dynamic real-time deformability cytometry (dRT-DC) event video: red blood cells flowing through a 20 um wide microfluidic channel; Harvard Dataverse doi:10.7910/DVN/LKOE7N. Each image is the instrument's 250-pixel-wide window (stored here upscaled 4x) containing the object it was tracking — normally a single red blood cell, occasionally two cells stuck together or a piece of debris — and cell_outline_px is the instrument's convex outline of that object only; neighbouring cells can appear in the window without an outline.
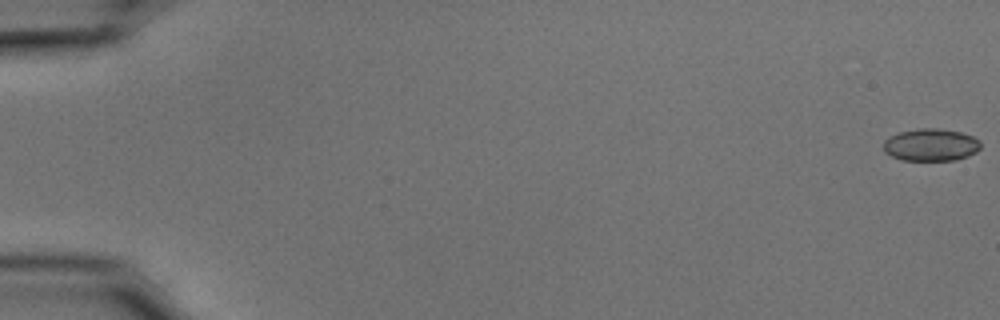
{"species": "common noctule bat (a hibernating species)", "species_latin": "Nyctalus noctula", "temperature_condition": "cold", "stored_images_in_passage": 55, "camera_frame_rate_fps": 3000, "um_per_image_px": 0.085, "animal": {"sex": "male", "body_mass_g": 15.6}, "frame": {"image": 1, "passage_image": 1, "time_ms": 0.0, "image_size_px": [1000, 320], "cell_outline_px": [[980, 148], [976, 152], [968, 156], [952, 160], [904, 160], [892, 156], [884, 152], [884, 140], [900, 132], [920, 128], [936, 128], [960, 132], [972, 136], [980, 140]], "centroid_in_image_um": [79.14, 12.31], "position_along_channel_um": 5.9, "area_um2": 18.15}}
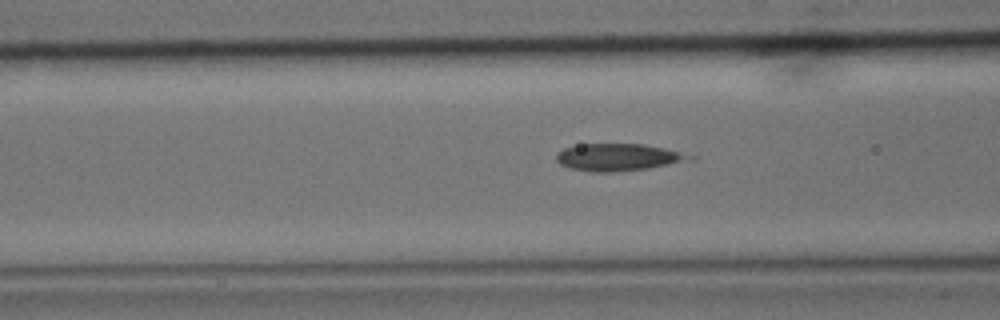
{"frame": {"image": 2, "passage_image": 23, "time_ms": 7.333, "image_size_px": [1000, 320], "cell_outline_px": [[696, 160], [648, 168], [612, 172], [592, 172], [568, 168], [560, 164], [556, 160], [556, 152], [564, 148], [580, 144], [644, 144], [664, 148], [696, 156]], "centroid_in_image_um": [52.56, 13.37], "position_along_channel_um": 114.0, "area_um2": 21.33}}
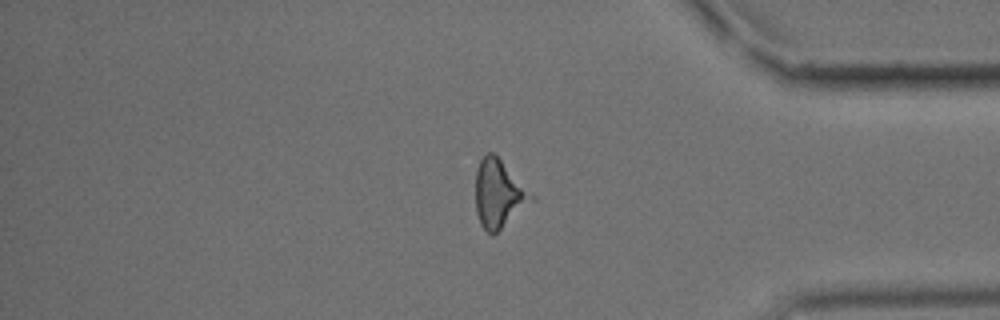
{"frame": {"image": 3, "passage_image": 47, "time_ms": 15.333, "image_size_px": [1000, 320], "cell_outline_px": [[536, 200], [492, 236], [480, 224], [476, 212], [476, 168], [480, 160], [488, 152], [492, 152], [536, 196]], "centroid_in_image_um": [42.42, 16.51], "position_along_channel_um": 392.8, "area_um2": 22.08}, "authors_computed_cell_mechanics": {"area_um2": 19.652, "velocity_mm_per_s": 3.7197, "shape_relaxation_time_tau1_ms": 4.8123, "shape_relaxation_time_tau2_ms": 4.5542, "deformation_change_tau1": 0.1403, "deformation_change_tau2": 0.1192}}